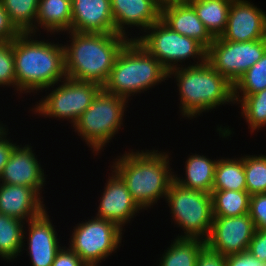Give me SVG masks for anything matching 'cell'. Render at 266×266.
<instances>
[{"label":"cell","mask_w":266,"mask_h":266,"mask_svg":"<svg viewBox=\"0 0 266 266\" xmlns=\"http://www.w3.org/2000/svg\"><path fill=\"white\" fill-rule=\"evenodd\" d=\"M60 86L54 88L45 99H41L34 113L55 119H67L74 125L83 112L91 105L102 87L93 82L77 81L66 77Z\"/></svg>","instance_id":"30bf717a"},{"label":"cell","mask_w":266,"mask_h":266,"mask_svg":"<svg viewBox=\"0 0 266 266\" xmlns=\"http://www.w3.org/2000/svg\"><path fill=\"white\" fill-rule=\"evenodd\" d=\"M206 241L195 238L176 237L164 251L158 266H195L197 256Z\"/></svg>","instance_id":"484cf974"},{"label":"cell","mask_w":266,"mask_h":266,"mask_svg":"<svg viewBox=\"0 0 266 266\" xmlns=\"http://www.w3.org/2000/svg\"><path fill=\"white\" fill-rule=\"evenodd\" d=\"M72 5L71 0H39L35 35L38 26L47 30V33L71 31Z\"/></svg>","instance_id":"44dd1931"},{"label":"cell","mask_w":266,"mask_h":266,"mask_svg":"<svg viewBox=\"0 0 266 266\" xmlns=\"http://www.w3.org/2000/svg\"><path fill=\"white\" fill-rule=\"evenodd\" d=\"M21 32L11 22L0 1V41H12Z\"/></svg>","instance_id":"e575fe53"},{"label":"cell","mask_w":266,"mask_h":266,"mask_svg":"<svg viewBox=\"0 0 266 266\" xmlns=\"http://www.w3.org/2000/svg\"><path fill=\"white\" fill-rule=\"evenodd\" d=\"M65 247L62 246L57 252L52 266H87L70 247Z\"/></svg>","instance_id":"8d00e7d4"},{"label":"cell","mask_w":266,"mask_h":266,"mask_svg":"<svg viewBox=\"0 0 266 266\" xmlns=\"http://www.w3.org/2000/svg\"><path fill=\"white\" fill-rule=\"evenodd\" d=\"M177 67L168 72L174 76L179 88V109L184 117L193 119L202 112L217 106L233 103V85L215 70L207 61L202 64Z\"/></svg>","instance_id":"277c9868"},{"label":"cell","mask_w":266,"mask_h":266,"mask_svg":"<svg viewBox=\"0 0 266 266\" xmlns=\"http://www.w3.org/2000/svg\"><path fill=\"white\" fill-rule=\"evenodd\" d=\"M226 266H266V263L245 251L226 257Z\"/></svg>","instance_id":"74e56055"},{"label":"cell","mask_w":266,"mask_h":266,"mask_svg":"<svg viewBox=\"0 0 266 266\" xmlns=\"http://www.w3.org/2000/svg\"><path fill=\"white\" fill-rule=\"evenodd\" d=\"M160 20L171 30L197 40L206 49L215 39L188 2H171L161 5Z\"/></svg>","instance_id":"d6986e66"},{"label":"cell","mask_w":266,"mask_h":266,"mask_svg":"<svg viewBox=\"0 0 266 266\" xmlns=\"http://www.w3.org/2000/svg\"><path fill=\"white\" fill-rule=\"evenodd\" d=\"M161 5L171 2H187L188 0H158Z\"/></svg>","instance_id":"ab89813d"},{"label":"cell","mask_w":266,"mask_h":266,"mask_svg":"<svg viewBox=\"0 0 266 266\" xmlns=\"http://www.w3.org/2000/svg\"><path fill=\"white\" fill-rule=\"evenodd\" d=\"M1 124H0V136L1 135H3L5 132H6V130H8L7 128L8 127H3L4 125H2L3 123L2 122H0Z\"/></svg>","instance_id":"60d3db41"},{"label":"cell","mask_w":266,"mask_h":266,"mask_svg":"<svg viewBox=\"0 0 266 266\" xmlns=\"http://www.w3.org/2000/svg\"><path fill=\"white\" fill-rule=\"evenodd\" d=\"M11 22L21 33L35 34L39 0H0ZM34 23V24H33Z\"/></svg>","instance_id":"83f0119b"},{"label":"cell","mask_w":266,"mask_h":266,"mask_svg":"<svg viewBox=\"0 0 266 266\" xmlns=\"http://www.w3.org/2000/svg\"><path fill=\"white\" fill-rule=\"evenodd\" d=\"M248 251L260 261L266 263V230L256 229Z\"/></svg>","instance_id":"d590c367"},{"label":"cell","mask_w":266,"mask_h":266,"mask_svg":"<svg viewBox=\"0 0 266 266\" xmlns=\"http://www.w3.org/2000/svg\"><path fill=\"white\" fill-rule=\"evenodd\" d=\"M217 161L192 154L185 162V178L181 179L174 174V180L184 187L211 194Z\"/></svg>","instance_id":"7402d4cb"},{"label":"cell","mask_w":266,"mask_h":266,"mask_svg":"<svg viewBox=\"0 0 266 266\" xmlns=\"http://www.w3.org/2000/svg\"><path fill=\"white\" fill-rule=\"evenodd\" d=\"M68 34L71 43L63 45L66 77L93 82L101 87L107 81L119 52L129 40H133L132 36L128 38L117 33L68 31Z\"/></svg>","instance_id":"7a4b0ae2"},{"label":"cell","mask_w":266,"mask_h":266,"mask_svg":"<svg viewBox=\"0 0 266 266\" xmlns=\"http://www.w3.org/2000/svg\"><path fill=\"white\" fill-rule=\"evenodd\" d=\"M213 217H235L249 213L247 191L212 190Z\"/></svg>","instance_id":"4316f807"},{"label":"cell","mask_w":266,"mask_h":266,"mask_svg":"<svg viewBox=\"0 0 266 266\" xmlns=\"http://www.w3.org/2000/svg\"><path fill=\"white\" fill-rule=\"evenodd\" d=\"M165 199L172 219L184 231V235L177 237L208 239L214 218L211 194L184 187L173 180Z\"/></svg>","instance_id":"52a82bcc"},{"label":"cell","mask_w":266,"mask_h":266,"mask_svg":"<svg viewBox=\"0 0 266 266\" xmlns=\"http://www.w3.org/2000/svg\"><path fill=\"white\" fill-rule=\"evenodd\" d=\"M145 32L133 40H137L168 72L190 57L197 58V65L206 61L207 49L200 42L171 30L161 20Z\"/></svg>","instance_id":"ba28073f"},{"label":"cell","mask_w":266,"mask_h":266,"mask_svg":"<svg viewBox=\"0 0 266 266\" xmlns=\"http://www.w3.org/2000/svg\"><path fill=\"white\" fill-rule=\"evenodd\" d=\"M195 266H226V257L205 245L197 256Z\"/></svg>","instance_id":"836d02e7"},{"label":"cell","mask_w":266,"mask_h":266,"mask_svg":"<svg viewBox=\"0 0 266 266\" xmlns=\"http://www.w3.org/2000/svg\"><path fill=\"white\" fill-rule=\"evenodd\" d=\"M48 212L45 210L38 217L28 223V253L32 266H52L57 252L62 248L59 245L57 232L52 225Z\"/></svg>","instance_id":"e0dca14e"},{"label":"cell","mask_w":266,"mask_h":266,"mask_svg":"<svg viewBox=\"0 0 266 266\" xmlns=\"http://www.w3.org/2000/svg\"><path fill=\"white\" fill-rule=\"evenodd\" d=\"M40 197L34 188L0 183V213L27 222L46 210Z\"/></svg>","instance_id":"ffe728a7"},{"label":"cell","mask_w":266,"mask_h":266,"mask_svg":"<svg viewBox=\"0 0 266 266\" xmlns=\"http://www.w3.org/2000/svg\"><path fill=\"white\" fill-rule=\"evenodd\" d=\"M24 224V221L0 213V257L7 262L17 258L24 250L26 240L23 239L27 233Z\"/></svg>","instance_id":"cb8c5ba5"},{"label":"cell","mask_w":266,"mask_h":266,"mask_svg":"<svg viewBox=\"0 0 266 266\" xmlns=\"http://www.w3.org/2000/svg\"><path fill=\"white\" fill-rule=\"evenodd\" d=\"M109 176L104 187L103 195L100 197V205L96 218L109 220L117 224L121 229L131 221L136 213L142 210L132 199L125 182L114 171ZM123 226V227H122Z\"/></svg>","instance_id":"5bb4252c"},{"label":"cell","mask_w":266,"mask_h":266,"mask_svg":"<svg viewBox=\"0 0 266 266\" xmlns=\"http://www.w3.org/2000/svg\"><path fill=\"white\" fill-rule=\"evenodd\" d=\"M73 230L69 247L87 266H98L121 246L123 229L109 220L94 217Z\"/></svg>","instance_id":"9c48e42d"},{"label":"cell","mask_w":266,"mask_h":266,"mask_svg":"<svg viewBox=\"0 0 266 266\" xmlns=\"http://www.w3.org/2000/svg\"><path fill=\"white\" fill-rule=\"evenodd\" d=\"M71 31L115 33L110 0H72Z\"/></svg>","instance_id":"ac0fdd59"},{"label":"cell","mask_w":266,"mask_h":266,"mask_svg":"<svg viewBox=\"0 0 266 266\" xmlns=\"http://www.w3.org/2000/svg\"><path fill=\"white\" fill-rule=\"evenodd\" d=\"M2 85L16 89L13 40L0 41V86Z\"/></svg>","instance_id":"1f68e13d"},{"label":"cell","mask_w":266,"mask_h":266,"mask_svg":"<svg viewBox=\"0 0 266 266\" xmlns=\"http://www.w3.org/2000/svg\"><path fill=\"white\" fill-rule=\"evenodd\" d=\"M115 33L125 37L127 27H139L145 32L160 20L161 4L158 0H110Z\"/></svg>","instance_id":"2e32d148"},{"label":"cell","mask_w":266,"mask_h":266,"mask_svg":"<svg viewBox=\"0 0 266 266\" xmlns=\"http://www.w3.org/2000/svg\"><path fill=\"white\" fill-rule=\"evenodd\" d=\"M126 103H128L127 99L101 89L91 105L73 125L74 131H77L78 135L85 140L93 153H99L104 149L103 147L123 126Z\"/></svg>","instance_id":"8992f818"},{"label":"cell","mask_w":266,"mask_h":266,"mask_svg":"<svg viewBox=\"0 0 266 266\" xmlns=\"http://www.w3.org/2000/svg\"><path fill=\"white\" fill-rule=\"evenodd\" d=\"M249 215L256 229L266 230V193L250 195Z\"/></svg>","instance_id":"d6a6232c"},{"label":"cell","mask_w":266,"mask_h":266,"mask_svg":"<svg viewBox=\"0 0 266 266\" xmlns=\"http://www.w3.org/2000/svg\"><path fill=\"white\" fill-rule=\"evenodd\" d=\"M37 160L30 145H16L1 173V184L28 186L41 195L40 190L46 181L44 170Z\"/></svg>","instance_id":"9a60e30c"},{"label":"cell","mask_w":266,"mask_h":266,"mask_svg":"<svg viewBox=\"0 0 266 266\" xmlns=\"http://www.w3.org/2000/svg\"><path fill=\"white\" fill-rule=\"evenodd\" d=\"M34 35L20 33L13 39L16 90L20 93L54 88L66 78L63 44L35 40Z\"/></svg>","instance_id":"6da1fadb"},{"label":"cell","mask_w":266,"mask_h":266,"mask_svg":"<svg viewBox=\"0 0 266 266\" xmlns=\"http://www.w3.org/2000/svg\"><path fill=\"white\" fill-rule=\"evenodd\" d=\"M233 0H188L209 33L220 37L224 32Z\"/></svg>","instance_id":"603a6c76"},{"label":"cell","mask_w":266,"mask_h":266,"mask_svg":"<svg viewBox=\"0 0 266 266\" xmlns=\"http://www.w3.org/2000/svg\"><path fill=\"white\" fill-rule=\"evenodd\" d=\"M169 155L158 150H132L116 158L113 169L125 182L132 199L147 210L166 198L174 172L169 167Z\"/></svg>","instance_id":"3957f363"},{"label":"cell","mask_w":266,"mask_h":266,"mask_svg":"<svg viewBox=\"0 0 266 266\" xmlns=\"http://www.w3.org/2000/svg\"><path fill=\"white\" fill-rule=\"evenodd\" d=\"M7 132L8 130L3 135L0 136V176L4 166L6 165L10 157L11 151L17 145L16 143L14 144L10 142L11 140L8 139L6 136L8 135Z\"/></svg>","instance_id":"f35d334b"},{"label":"cell","mask_w":266,"mask_h":266,"mask_svg":"<svg viewBox=\"0 0 266 266\" xmlns=\"http://www.w3.org/2000/svg\"><path fill=\"white\" fill-rule=\"evenodd\" d=\"M264 89H266V52L233 85V96L234 98H246Z\"/></svg>","instance_id":"f1b7e54d"},{"label":"cell","mask_w":266,"mask_h":266,"mask_svg":"<svg viewBox=\"0 0 266 266\" xmlns=\"http://www.w3.org/2000/svg\"><path fill=\"white\" fill-rule=\"evenodd\" d=\"M212 190L247 191L243 157L218 159Z\"/></svg>","instance_id":"d4e9b609"},{"label":"cell","mask_w":266,"mask_h":266,"mask_svg":"<svg viewBox=\"0 0 266 266\" xmlns=\"http://www.w3.org/2000/svg\"><path fill=\"white\" fill-rule=\"evenodd\" d=\"M247 192L250 195L266 193V155L243 156Z\"/></svg>","instance_id":"4dcf8cb0"},{"label":"cell","mask_w":266,"mask_h":266,"mask_svg":"<svg viewBox=\"0 0 266 266\" xmlns=\"http://www.w3.org/2000/svg\"><path fill=\"white\" fill-rule=\"evenodd\" d=\"M265 13L247 0H233L226 28L220 38L231 42H249L266 38Z\"/></svg>","instance_id":"4fadbf2b"},{"label":"cell","mask_w":266,"mask_h":266,"mask_svg":"<svg viewBox=\"0 0 266 266\" xmlns=\"http://www.w3.org/2000/svg\"><path fill=\"white\" fill-rule=\"evenodd\" d=\"M256 232L249 213L235 217H214L206 245L224 257L248 251Z\"/></svg>","instance_id":"7c38bea8"},{"label":"cell","mask_w":266,"mask_h":266,"mask_svg":"<svg viewBox=\"0 0 266 266\" xmlns=\"http://www.w3.org/2000/svg\"><path fill=\"white\" fill-rule=\"evenodd\" d=\"M165 80L168 71L162 64L137 40H129L119 52L102 89L129 100L131 95L144 93Z\"/></svg>","instance_id":"5b68a950"},{"label":"cell","mask_w":266,"mask_h":266,"mask_svg":"<svg viewBox=\"0 0 266 266\" xmlns=\"http://www.w3.org/2000/svg\"><path fill=\"white\" fill-rule=\"evenodd\" d=\"M234 102L241 104V116L249 124L250 132L266 127V89L258 91L246 98H234Z\"/></svg>","instance_id":"f546056e"},{"label":"cell","mask_w":266,"mask_h":266,"mask_svg":"<svg viewBox=\"0 0 266 266\" xmlns=\"http://www.w3.org/2000/svg\"><path fill=\"white\" fill-rule=\"evenodd\" d=\"M266 52V38L231 42L216 37L207 48L206 61L232 85Z\"/></svg>","instance_id":"8fae6325"}]
</instances>
